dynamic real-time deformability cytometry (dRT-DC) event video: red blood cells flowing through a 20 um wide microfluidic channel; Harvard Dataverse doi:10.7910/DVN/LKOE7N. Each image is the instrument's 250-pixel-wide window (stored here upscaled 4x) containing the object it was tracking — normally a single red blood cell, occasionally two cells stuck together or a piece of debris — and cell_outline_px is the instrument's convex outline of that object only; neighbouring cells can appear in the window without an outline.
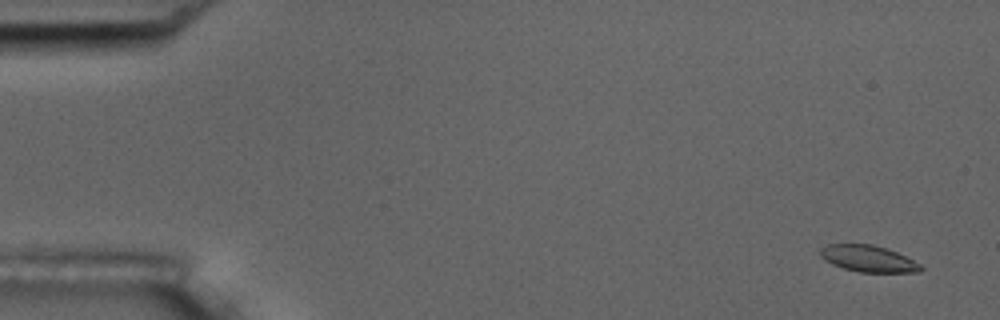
{"species": "common noctule bat (a hibernating species)", "species_latin": "Nyctalus noctula", "temperature_condition": "room temperature", "stored_images_in_passage": 5, "camera_frame_rate_fps": 3000, "um_per_image_px": 0.085, "animal": {"sex": "male", "body_mass_g": 17.5, "forearm_length_mm": 52.3}, "frame": {"image": 1, "passage_image": 1, "time_ms": 0.0, "image_size_px": [1000, 320], "cell_outline_px": [[924, 268], [920, 272], [860, 272], [844, 268], [832, 264], [824, 260], [820, 256], [820, 248], [828, 244], [872, 244], [896, 252], [920, 264]], "centroid_in_image_um": [73.77, 21.98], "position_along_channel_um": 11.2, "area_um2": 15.37}}
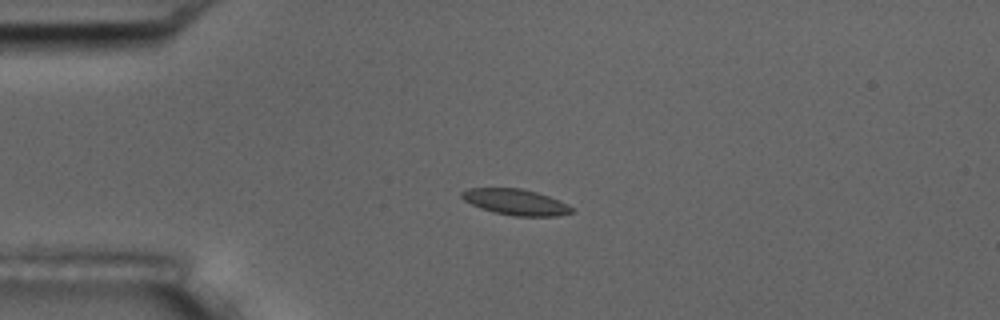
{"frame": {"image": 2, "passage_image": 4, "time_ms": 3.667, "image_size_px": [1000, 320], "cell_outline_px": [[572, 212], [556, 216], [516, 216], [496, 212], [480, 208], [464, 200], [460, 196], [460, 192], [468, 188], [520, 188], [536, 192], [548, 196], [568, 204], [572, 208]], "centroid_in_image_um": [43.8, 17.16], "position_along_channel_um": 41.2, "area_um2": 16.42}}